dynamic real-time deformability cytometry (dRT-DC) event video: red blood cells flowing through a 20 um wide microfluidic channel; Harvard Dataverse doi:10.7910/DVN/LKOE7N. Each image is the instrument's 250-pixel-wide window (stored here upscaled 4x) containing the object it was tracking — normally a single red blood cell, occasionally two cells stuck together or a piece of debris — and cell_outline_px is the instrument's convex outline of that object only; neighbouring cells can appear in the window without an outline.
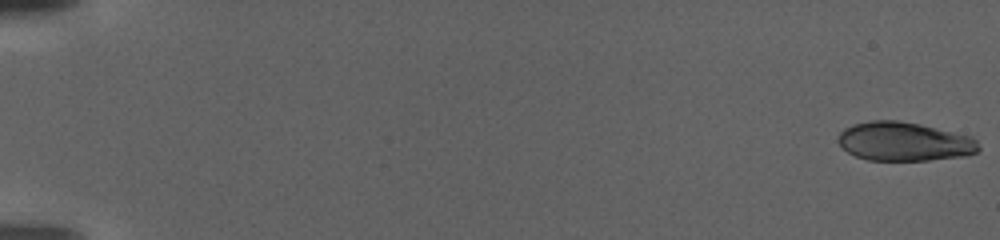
{"species": "human", "species_latin": "Homo sapiens", "temperature_condition": "warm", "stored_images_in_passage": 110, "camera_frame_rate_fps": 3000, "um_per_image_px": 0.085, "donor": {"sex": "female"}, "frame": {"image": 1, "passage_image": 1, "time_ms": 0.0, "image_size_px": [1000, 240], "cell_outline_px": [[980, 148], [976, 152], [964, 156], [928, 160], [868, 160], [856, 156], [848, 152], [836, 140], [840, 132], [844, 128], [852, 124], [872, 120], [896, 120], [920, 124], [972, 136], [976, 140]], "centroid_in_image_um": [76.84, 12.02], "position_along_channel_um": 8.2, "area_um2": 31.85}}
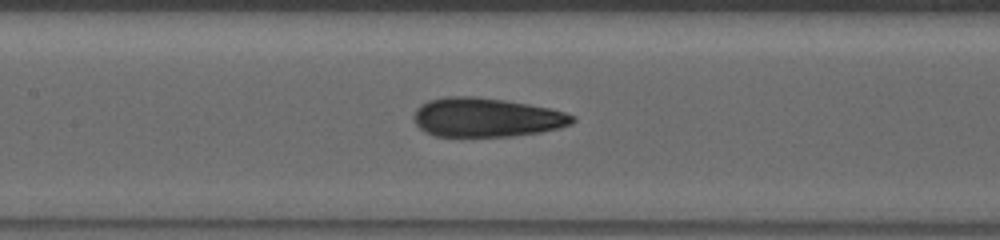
{"frame": {"image": 2, "passage_image": 56, "time_ms": 18.333, "image_size_px": [1000, 240], "cell_outline_px": [[576, 120], [572, 124], [560, 128], [540, 132], [512, 136], [436, 136], [424, 132], [416, 124], [412, 116], [416, 108], [420, 104], [428, 100], [448, 96], [476, 96], [504, 100], [528, 104], [548, 108], [564, 112], [576, 116]], "centroid_in_image_um": [41.32, 9.98], "position_along_channel_um": 166.1, "area_um2": 36.3}}
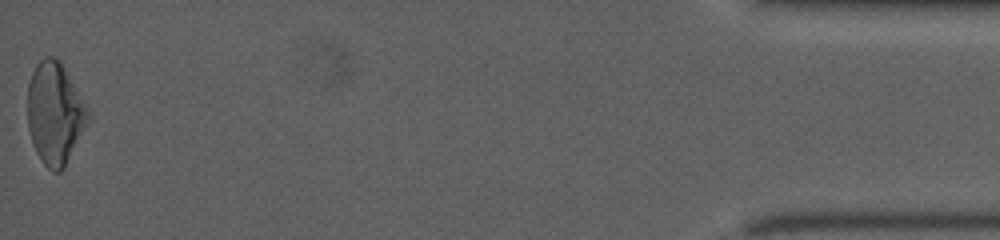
{"frame": {"image": 3, "passage_image": 110, "time_ms": 36.333, "image_size_px": [1000, 240], "cell_outline_px": [[88, 120], [64, 168], [60, 172], [52, 172], [40, 160], [32, 144], [28, 128], [28, 84], [32, 72], [36, 64], [44, 56], [52, 56], [60, 60], [88, 108]], "centroid_in_image_um": [4.63, 9.62], "position_along_channel_um": 430.6, "area_um2": 35.66}}